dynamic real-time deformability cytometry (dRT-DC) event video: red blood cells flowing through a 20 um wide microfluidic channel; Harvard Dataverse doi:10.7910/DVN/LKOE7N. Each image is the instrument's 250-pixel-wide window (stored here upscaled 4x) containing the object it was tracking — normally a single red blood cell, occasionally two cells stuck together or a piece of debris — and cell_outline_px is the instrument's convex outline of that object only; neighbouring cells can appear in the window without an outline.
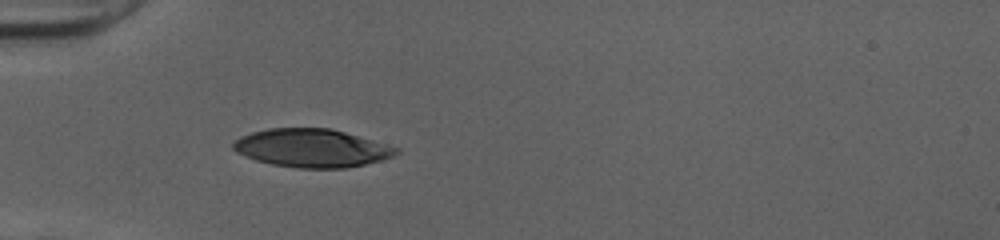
{"species": "human", "species_latin": "Homo sapiens", "temperature_condition": "cold", "stored_images_in_passage": 35, "camera_frame_rate_fps": 3000, "um_per_image_px": 0.085, "donor": {"sex": "female"}, "frame": {"image": 1, "passage_image": 1, "time_ms": 0.0, "image_size_px": [1000, 240], "cell_outline_px": [[400, 152], [392, 156], [380, 160], [364, 164], [344, 168], [296, 168], [272, 164], [256, 160], [236, 152], [232, 148], [232, 144], [240, 136], [252, 132], [268, 128], [328, 128], [344, 132], [400, 148]], "centroid_in_image_um": [26.47, 12.59], "position_along_channel_um": 58.5, "area_um2": 36.07}}
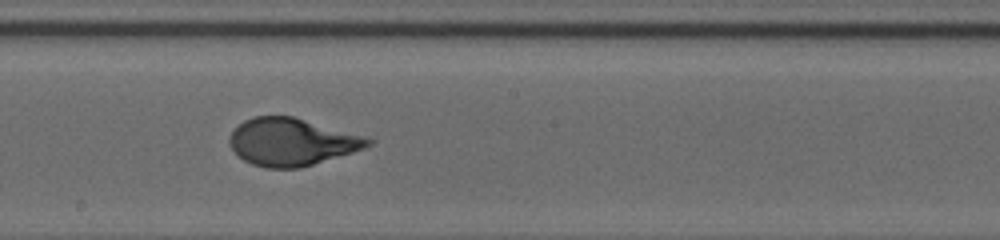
{"frame": {"image": 2, "passage_image": 14, "time_ms": 4.333, "image_size_px": [1000, 240], "cell_outline_px": [[372, 144], [364, 148], [352, 152], [300, 168], [264, 168], [252, 164], [244, 160], [232, 148], [228, 140], [232, 132], [244, 120], [256, 116], [292, 116], [368, 136], [372, 140]], "centroid_in_image_um": [24.82, 12.06], "position_along_channel_um": 223.4, "area_um2": 38.09}}
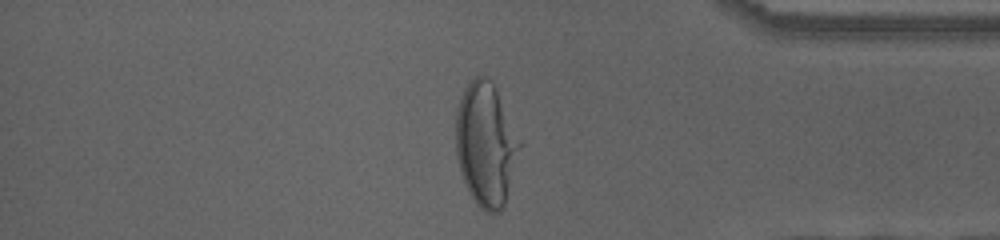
{"frame": {"image": 3, "passage_image": 28, "time_ms": 9.0, "image_size_px": [1000, 240], "cell_outline_px": [[520, 144], [504, 204], [500, 212], [484, 212], [476, 204], [468, 192], [460, 172], [456, 156], [456, 112], [464, 88], [476, 76], [484, 76], [496, 88], [520, 140]], "centroid_in_image_um": [41.26, 12.29], "position_along_channel_um": 393.9, "area_um2": 45.2}, "authors_computed_cell_mechanics": {"area_um2": 38.5526, "velocity_mm_per_s": 4.0154, "shape_relaxation_time_tau1_ms": 4.7994, "shape_relaxation_time_tau2_ms": null, "deformation_change_tau1": 0.2339, "deformation_change_tau2": null}}